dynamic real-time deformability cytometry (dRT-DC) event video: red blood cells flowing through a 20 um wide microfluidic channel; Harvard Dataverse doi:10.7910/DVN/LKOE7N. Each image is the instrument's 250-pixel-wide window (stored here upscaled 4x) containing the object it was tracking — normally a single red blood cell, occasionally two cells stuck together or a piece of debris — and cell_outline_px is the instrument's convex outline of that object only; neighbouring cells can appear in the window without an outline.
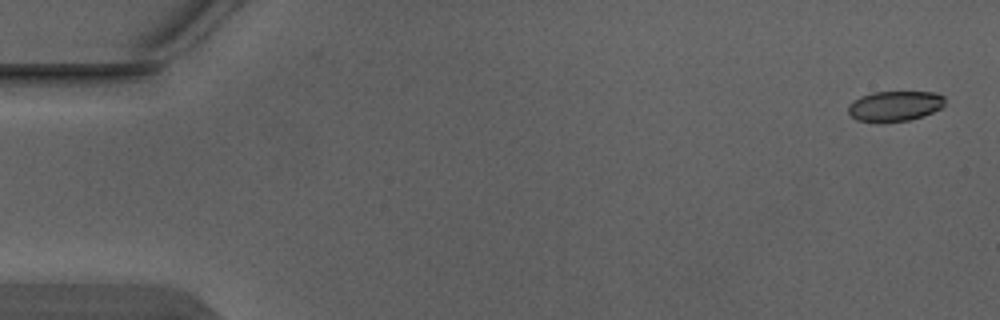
{"species": "Egyptian fruit bat (a non-hibernating species)", "species_latin": "Rousettus aegyptiacus", "temperature_condition": "warm", "stored_images_in_passage": 6, "camera_frame_rate_fps": 3000, "um_per_image_px": 0.085, "animal": {"sex": "male"}, "frame": {"image": 1, "passage_image": 1, "time_ms": 0.0, "image_size_px": [1000, 320], "cell_outline_px": [[944, 104], [940, 108], [924, 116], [908, 120], [880, 124], [856, 120], [848, 112], [848, 104], [852, 100], [860, 96], [872, 92], [936, 92], [944, 96]], "centroid_in_image_um": [76.01, 9.03], "position_along_channel_um": 9.0, "area_um2": 17.46}}
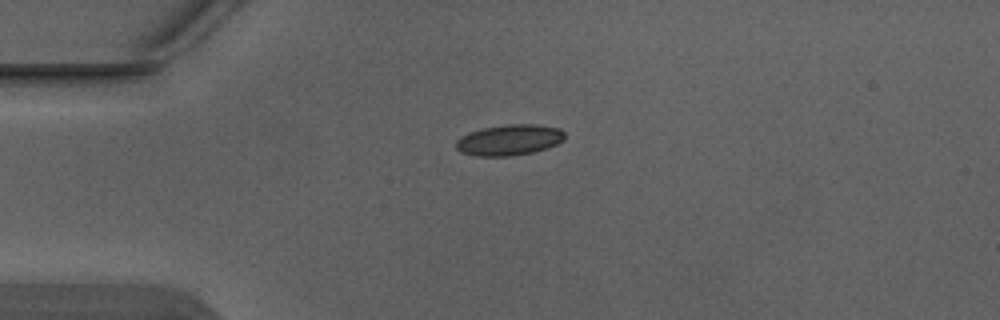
{"frame": {"image": 2, "passage_image": 4, "time_ms": 1.0, "image_size_px": [1000, 320], "cell_outline_px": [[564, 140], [556, 144], [532, 152], [508, 156], [476, 156], [460, 152], [456, 148], [456, 140], [460, 136], [468, 132], [484, 128], [508, 124], [536, 124], [560, 128], [564, 132]], "centroid_in_image_um": [43.26, 11.89], "position_along_channel_um": 41.7, "area_um2": 19.48}}
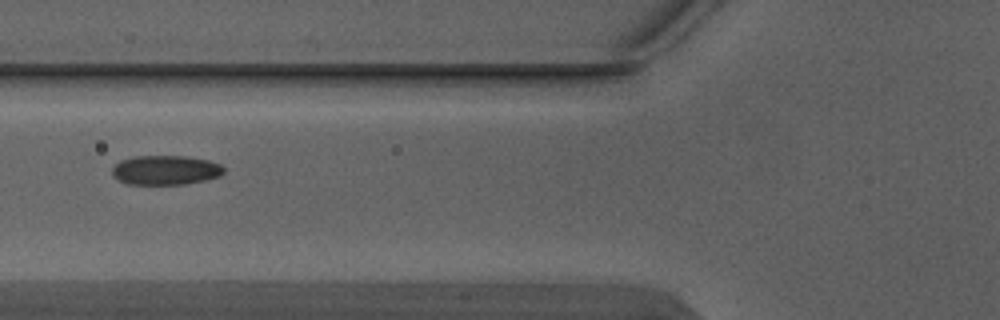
{"frame": {"image": 3, "passage_image": 6, "time_ms": 1.667, "image_size_px": [1000, 320], "cell_outline_px": [[224, 172], [220, 176], [204, 180], [184, 184], [124, 184], [116, 180], [112, 176], [112, 168], [120, 160], [136, 156], [184, 156], [208, 160], [220, 164], [224, 168]], "centroid_in_image_um": [14.03, 14.46], "position_along_channel_um": 111.8, "area_um2": 19.25}}